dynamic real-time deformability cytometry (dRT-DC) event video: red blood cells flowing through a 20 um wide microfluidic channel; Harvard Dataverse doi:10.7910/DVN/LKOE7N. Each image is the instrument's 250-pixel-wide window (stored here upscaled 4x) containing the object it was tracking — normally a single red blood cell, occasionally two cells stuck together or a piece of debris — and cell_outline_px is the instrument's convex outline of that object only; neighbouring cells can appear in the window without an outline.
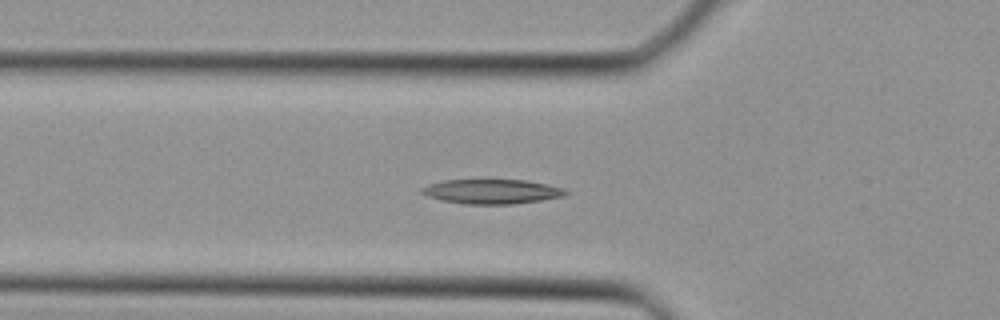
{"species": "Egyptian fruit bat (a non-hibernating species)", "species_latin": "Rousettus aegyptiacus", "temperature_condition": "cold", "stored_images_in_passage": 23, "camera_frame_rate_fps": 3000, "um_per_image_px": 0.085, "animal": {"sex": "female"}, "frame": {"image": 1, "passage_image": 2, "time_ms": 0.333, "image_size_px": [1000, 320], "cell_outline_px": [[572, 192], [564, 196], [540, 200], [512, 204], [464, 204], [440, 200], [428, 196], [420, 192], [420, 188], [428, 184], [444, 180], [528, 180], [548, 184], [564, 188]], "centroid_in_image_um": [41.82, 16.27], "position_along_channel_um": 84.0, "area_um2": 20.75}}
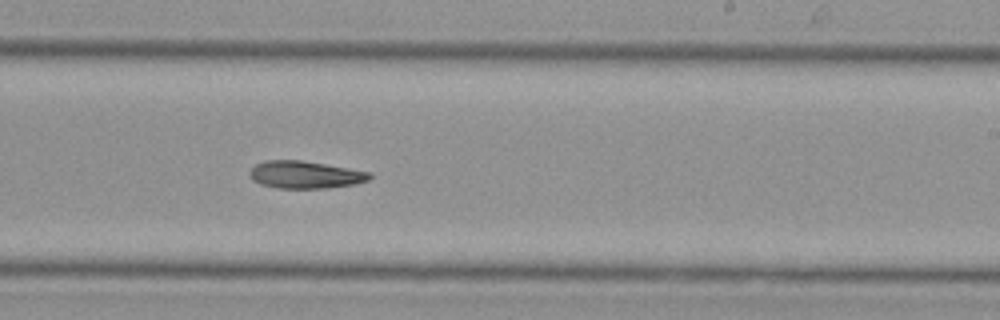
{"frame": {"image": 2, "passage_image": 12, "time_ms": 3.667, "image_size_px": [1000, 320], "cell_outline_px": [[372, 176], [368, 180], [356, 184], [328, 188], [280, 188], [260, 184], [252, 180], [248, 176], [248, 172], [256, 164], [264, 160], [300, 160], [372, 172]], "centroid_in_image_um": [25.92, 14.85], "position_along_channel_um": 263.1, "area_um2": 19.25}}
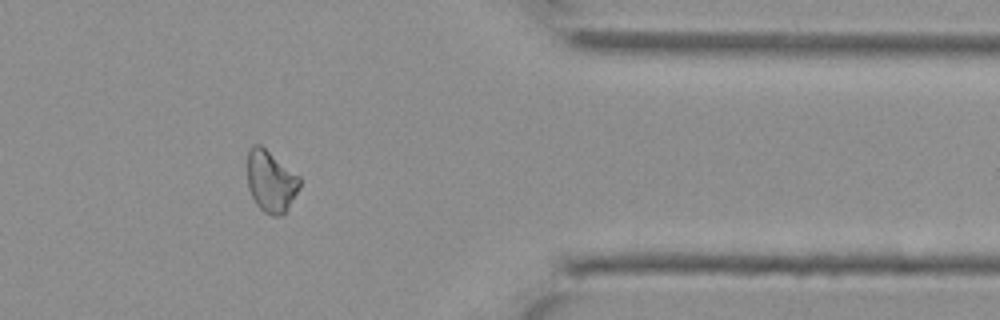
{"frame": {"image": 3, "passage_image": 20, "time_ms": 6.333, "image_size_px": [1000, 320], "cell_outline_px": [[300, 188], [288, 208], [280, 216], [272, 216], [264, 212], [256, 204], [248, 188], [248, 152], [256, 144], [260, 144], [300, 176]], "centroid_in_image_um": [23.04, 15.43], "position_along_channel_um": 388.4, "area_um2": 18.67}}